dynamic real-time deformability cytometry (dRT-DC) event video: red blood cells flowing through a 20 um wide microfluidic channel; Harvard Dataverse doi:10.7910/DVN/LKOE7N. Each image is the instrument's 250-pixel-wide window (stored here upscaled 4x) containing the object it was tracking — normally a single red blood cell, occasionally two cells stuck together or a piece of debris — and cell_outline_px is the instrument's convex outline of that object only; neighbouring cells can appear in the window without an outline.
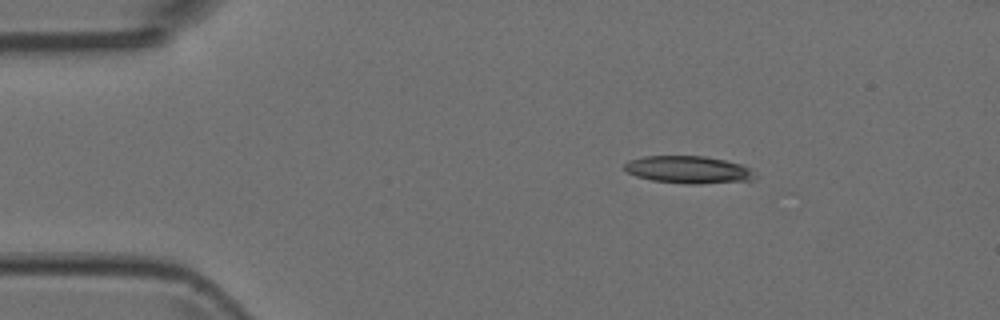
{"species": "Egyptian fruit bat (a non-hibernating species)", "species_latin": "Rousettus aegyptiacus", "temperature_condition": "room temperature", "stored_images_in_passage": 3, "camera_frame_rate_fps": 3000, "um_per_image_px": 0.085, "animal": {"sex": "female"}, "frame": {"image": 1, "passage_image": 2, "time_ms": 0.333, "image_size_px": [1000, 320], "cell_outline_px": [[756, 176], [752, 180], [696, 184], [688, 184], [652, 180], [636, 176], [628, 172], [624, 168], [624, 164], [628, 160], [644, 156], [704, 156], [724, 160], [740, 164], [748, 168]], "centroid_in_image_um": [58.47, 14.42], "position_along_channel_um": 26.5, "area_um2": 20.63}}